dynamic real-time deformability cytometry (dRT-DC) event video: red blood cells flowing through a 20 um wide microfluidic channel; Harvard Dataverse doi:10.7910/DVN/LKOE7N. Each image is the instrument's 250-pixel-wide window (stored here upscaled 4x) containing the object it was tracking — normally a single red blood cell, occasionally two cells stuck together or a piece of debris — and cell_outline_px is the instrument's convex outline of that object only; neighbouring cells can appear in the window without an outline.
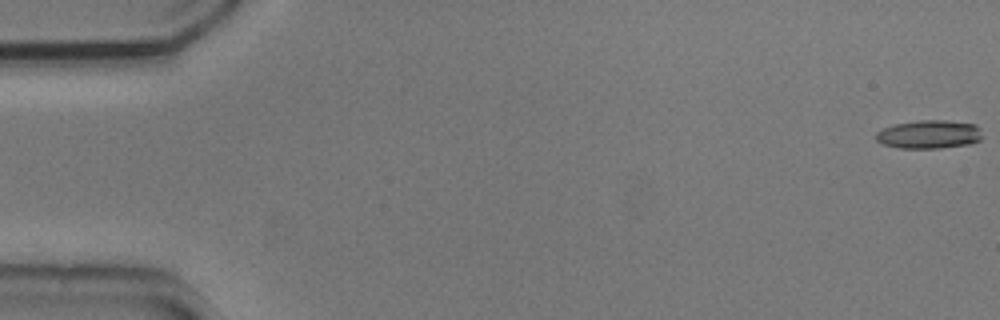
{"species": "common noctule bat (a hibernating species)", "species_latin": "Nyctalus noctula", "temperature_condition": "cold", "stored_images_in_passage": 9, "camera_frame_rate_fps": 3000, "um_per_image_px": 0.085, "animal": {"sex": "male", "body_mass_g": 20.5, "forearm_length_mm": 52.5}, "frame": {"image": 1, "passage_image": 1, "time_ms": 0.0, "image_size_px": [1000, 320], "cell_outline_px": [[980, 140], [968, 144], [940, 148], [900, 148], [884, 144], [876, 140], [876, 132], [884, 128], [896, 124], [920, 120], [944, 120], [976, 124], [980, 128]], "centroid_in_image_um": [78.97, 11.42], "position_along_channel_um": 6.0, "area_um2": 17.46}}